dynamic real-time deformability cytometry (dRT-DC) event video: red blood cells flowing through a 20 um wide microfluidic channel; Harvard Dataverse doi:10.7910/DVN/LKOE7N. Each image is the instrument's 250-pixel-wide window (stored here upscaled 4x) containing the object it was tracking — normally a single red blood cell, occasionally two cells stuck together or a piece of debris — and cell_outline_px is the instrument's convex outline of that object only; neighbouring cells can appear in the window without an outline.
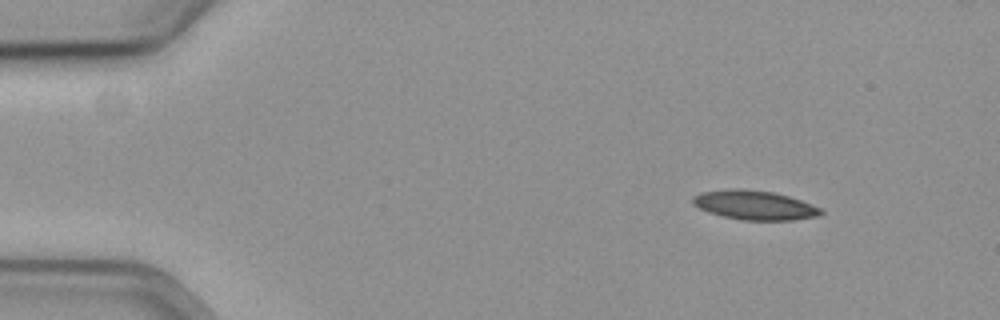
{"species": "common noctule bat (a hibernating species)", "species_latin": "Nyctalus noctula", "temperature_condition": "cold", "stored_images_in_passage": 52, "camera_frame_rate_fps": 3000, "um_per_image_px": 0.085, "animal": {"sex": "female", "body_mass_g": 19.3, "forearm_length_mm": 54.1}, "frame": {"image": 1, "passage_image": 1, "time_ms": 0.0, "image_size_px": [1000, 320], "cell_outline_px": [[824, 212], [816, 216], [792, 220], [740, 220], [708, 212], [692, 204], [692, 196], [700, 192], [728, 188], [744, 188], [772, 192], [788, 196], [800, 200], [820, 208]], "centroid_in_image_um": [64.07, 17.42], "position_along_channel_um": 20.9, "area_um2": 21.85}}
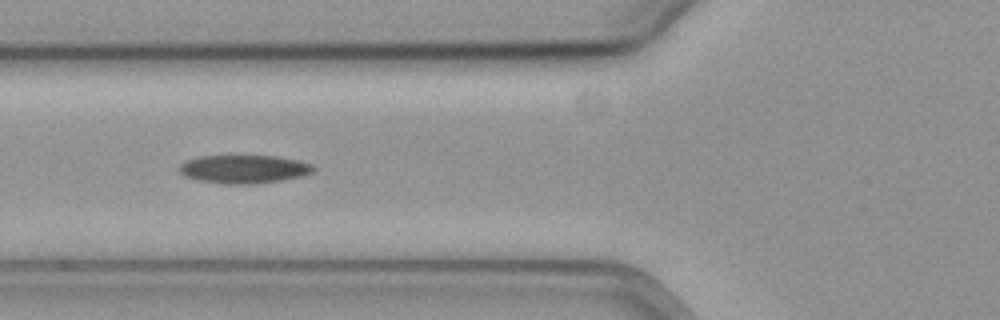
{"frame": {"image": 2, "passage_image": 16, "time_ms": 5.0, "image_size_px": [1000, 320], "cell_outline_px": [[316, 168], [312, 172], [304, 176], [256, 184], [224, 184], [196, 180], [184, 176], [180, 172], [180, 164], [184, 160], [196, 156], [276, 156], [296, 160], [312, 164]], "centroid_in_image_um": [20.7, 14.38], "position_along_channel_um": 105.1, "area_um2": 22.31}}
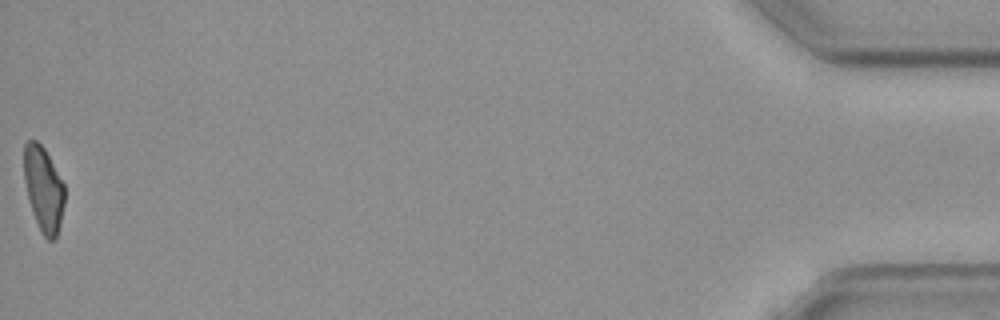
{"frame": {"image": 3, "passage_image": 52, "time_ms": 17.0, "image_size_px": [1000, 320], "cell_outline_px": [[64, 204], [60, 224], [56, 236], [52, 240], [48, 240], [40, 232], [28, 196], [24, 180], [24, 144], [28, 140], [36, 140], [44, 148], [64, 184]], "centroid_in_image_um": [3.7, 16.05], "position_along_channel_um": 431.5, "area_um2": 19.77}, "authors_computed_cell_mechanics": {"area_um2": 21.7617, "velocity_mm_per_s": 3.5914, "shape_relaxation_time_tau1_ms": 6.7179, "shape_relaxation_time_tau2_ms": 6.8332, "deformation_change_tau1": 0.1585, "deformation_change_tau2": 0.1357}}